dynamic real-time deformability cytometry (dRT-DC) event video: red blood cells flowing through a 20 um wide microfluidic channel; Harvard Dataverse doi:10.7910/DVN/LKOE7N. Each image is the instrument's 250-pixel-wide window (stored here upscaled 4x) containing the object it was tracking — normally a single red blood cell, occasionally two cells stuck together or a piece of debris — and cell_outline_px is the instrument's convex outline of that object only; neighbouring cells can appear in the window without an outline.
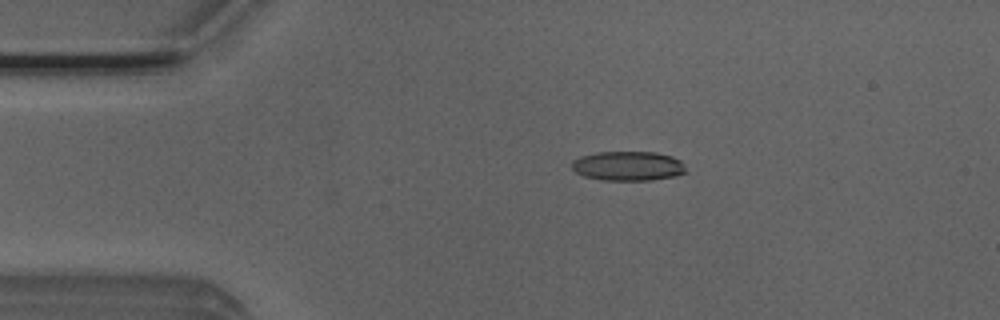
{"species": "Egyptian fruit bat (a non-hibernating species)", "species_latin": "Rousettus aegyptiacus", "temperature_condition": "room temperature", "stored_images_in_passage": 4, "camera_frame_rate_fps": 3000, "um_per_image_px": 0.085, "animal": {"sex": "male"}, "frame": {"image": 1, "passage_image": 1, "time_ms": 0.0, "image_size_px": [1000, 320], "cell_outline_px": [[688, 172], [676, 176], [652, 180], [600, 180], [584, 176], [576, 172], [572, 168], [572, 160], [580, 156], [596, 152], [656, 152], [672, 156], [680, 160], [684, 164]], "centroid_in_image_um": [53.4, 14.11], "position_along_channel_um": 31.6, "area_um2": 19.83}}